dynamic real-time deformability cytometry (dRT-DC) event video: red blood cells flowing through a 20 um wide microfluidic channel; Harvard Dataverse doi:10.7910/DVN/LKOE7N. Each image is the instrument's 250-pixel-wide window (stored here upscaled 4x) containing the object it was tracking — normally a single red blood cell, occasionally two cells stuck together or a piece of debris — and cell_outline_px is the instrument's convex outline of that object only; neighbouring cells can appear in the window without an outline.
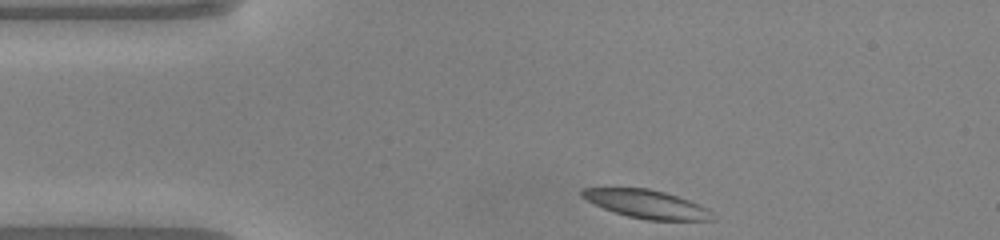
{"species": "common noctule bat (a hibernating species)", "species_latin": "Nyctalus noctula", "temperature_condition": "warm", "stored_images_in_passage": 42, "camera_frame_rate_fps": 3000, "um_per_image_px": 0.085, "animal": {"sex": "male", "body_mass_g": 20.0, "forearm_length_mm": 53.3}, "frame": {"image": 1, "passage_image": 1, "time_ms": 0.0, "image_size_px": [1000, 240], "cell_outline_px": [[716, 220], [648, 220], [628, 216], [604, 208], [580, 196], [580, 188], [648, 188], [664, 192], [700, 204], [708, 208], [712, 212]], "centroid_in_image_um": [54.99, 17.34], "position_along_channel_um": 30.0, "area_um2": 21.33}}
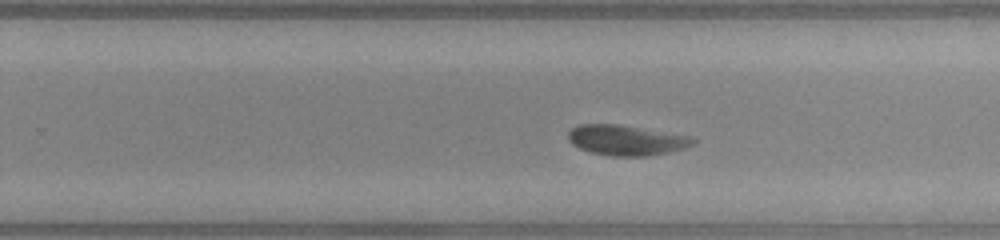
{"frame": {"image": 2, "passage_image": 23, "time_ms": 7.333, "image_size_px": [1000, 240], "cell_outline_px": [[696, 140], [692, 144], [684, 148], [668, 152], [648, 156], [612, 156], [592, 152], [580, 148], [572, 144], [568, 140], [568, 132], [572, 128], [580, 124], [616, 124], [688, 136]], "centroid_in_image_um": [53.18, 11.92], "position_along_channel_um": 276.6, "area_um2": 21.62}}
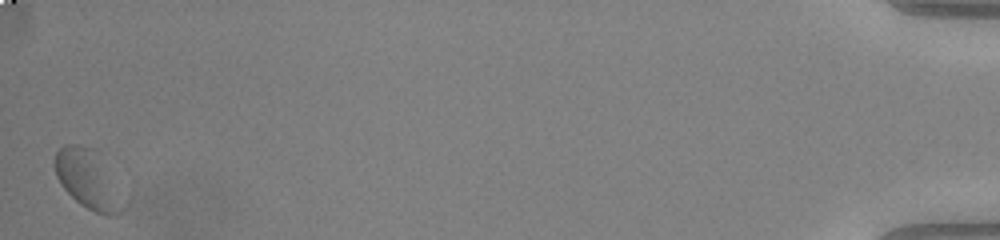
{"frame": {"image": 3, "passage_image": 42, "time_ms": 13.667, "image_size_px": [1000, 240], "cell_outline_px": [[128, 204], [116, 216], [104, 216], [80, 204], [60, 184], [56, 176], [56, 152], [64, 144], [76, 144], [92, 148], [128, 200]], "centroid_in_image_um": [7.55, 15.32], "position_along_channel_um": 427.7, "area_um2": 23.41}, "authors_computed_cell_mechanics": {"area_um2": 21.675, "velocity_mm_per_s": 3.9505, "shape_relaxation_time_tau1_ms": 3.6963, "shape_relaxation_time_tau2_ms": 1.2348, "deformation_change_tau1": 0.1046, "deformation_change_tau2": 0.0622}}